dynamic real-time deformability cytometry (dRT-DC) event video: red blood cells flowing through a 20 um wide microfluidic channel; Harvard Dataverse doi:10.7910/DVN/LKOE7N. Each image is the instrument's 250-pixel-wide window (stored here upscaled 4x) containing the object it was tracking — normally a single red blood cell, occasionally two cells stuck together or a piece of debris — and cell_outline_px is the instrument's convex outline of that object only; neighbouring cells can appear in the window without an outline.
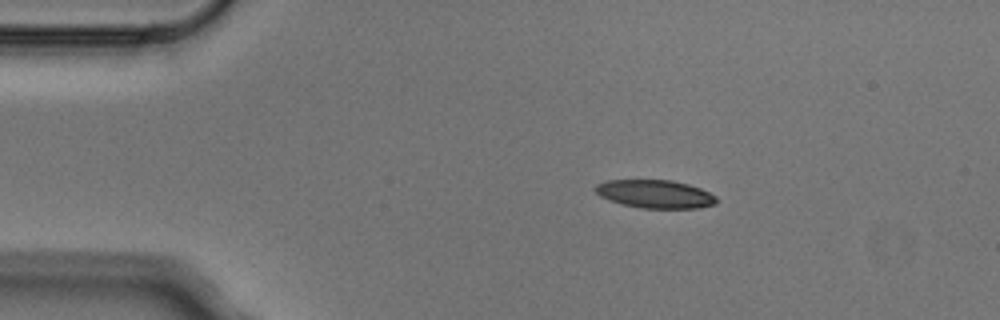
{"species": "Egyptian fruit bat (a non-hibernating species)", "species_latin": "Rousettus aegyptiacus", "temperature_condition": "cold", "stored_images_in_passage": 6, "camera_frame_rate_fps": 3000, "um_per_image_px": 0.085, "animal": {"sex": "male"}, "frame": {"image": 1, "passage_image": 2, "time_ms": 0.333, "image_size_px": [1000, 320], "cell_outline_px": [[716, 204], [700, 208], [644, 208], [624, 204], [608, 200], [600, 196], [596, 192], [596, 184], [608, 180], [672, 180], [688, 184], [700, 188], [716, 196]], "centroid_in_image_um": [55.7, 16.49], "position_along_channel_um": 29.3, "area_um2": 19.77}}
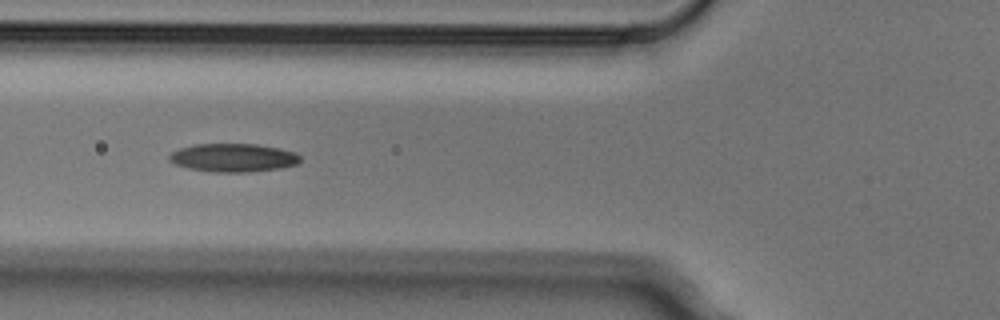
{"frame": {"image": 2, "passage_image": 5, "time_ms": 1.333, "image_size_px": [1000, 320], "cell_outline_px": [[300, 160], [296, 164], [280, 168], [248, 172], [212, 172], [188, 168], [176, 164], [168, 160], [168, 156], [172, 152], [180, 148], [196, 144], [256, 144], [280, 148], [296, 152], [300, 156]], "centroid_in_image_um": [19.83, 13.4], "position_along_channel_um": 106.0, "area_um2": 21.62}}
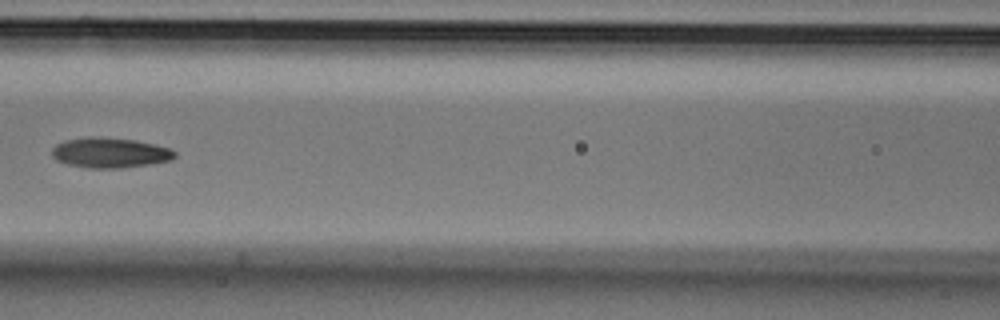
{"frame": {"image": 3, "passage_image": 6, "time_ms": 1.667, "image_size_px": [1000, 320], "cell_outline_px": [[176, 156], [172, 160], [148, 164], [120, 168], [88, 168], [68, 164], [56, 160], [52, 156], [52, 148], [56, 144], [64, 140], [88, 136], [92, 136], [136, 140], [168, 148], [176, 152]], "centroid_in_image_um": [9.31, 12.98], "position_along_channel_um": 157.3, "area_um2": 21.56}}